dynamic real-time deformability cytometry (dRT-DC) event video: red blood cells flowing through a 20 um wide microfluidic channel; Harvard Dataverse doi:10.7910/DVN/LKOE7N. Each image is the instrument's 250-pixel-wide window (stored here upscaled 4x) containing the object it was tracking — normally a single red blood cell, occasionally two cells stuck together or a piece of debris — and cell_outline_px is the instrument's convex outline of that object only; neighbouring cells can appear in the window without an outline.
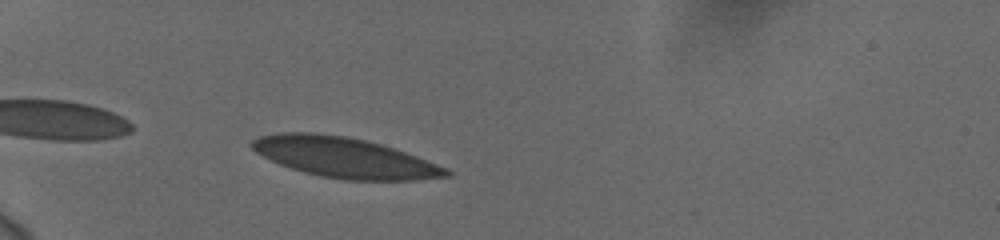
{"species": "human", "species_latin": "Homo sapiens", "temperature_condition": "cold", "stored_images_in_passage": 40, "camera_frame_rate_fps": 3000, "um_per_image_px": 0.085, "donor": {"sex": "female"}, "frame": {"image": 1, "passage_image": 2, "time_ms": 0.333, "image_size_px": [1000, 240], "cell_outline_px": [[452, 176], [416, 180], [344, 180], [320, 176], [304, 172], [280, 164], [256, 152], [248, 144], [252, 140], [260, 136], [280, 132], [312, 132], [348, 136], [380, 144], [416, 156], [448, 168], [452, 172]], "centroid_in_image_um": [29.29, 13.39], "position_along_channel_um": 55.7, "area_um2": 45.43}}
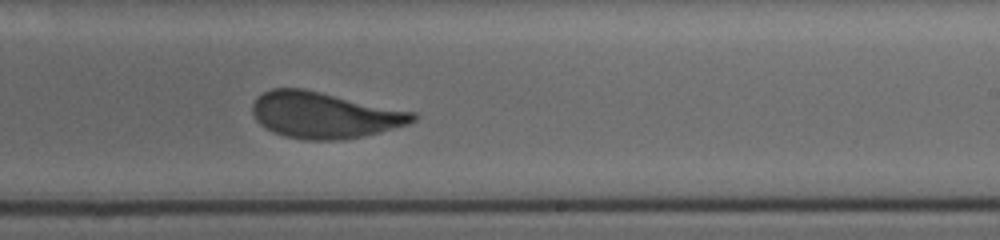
{"frame": {"image": 2, "passage_image": 21, "time_ms": 6.667, "image_size_px": [1000, 240], "cell_outline_px": [[420, 116], [416, 120], [408, 124], [380, 132], [344, 140], [304, 140], [284, 136], [272, 132], [260, 124], [256, 120], [252, 112], [252, 104], [264, 92], [272, 88], [304, 88], [416, 112]], "centroid_in_image_um": [27.59, 9.78], "position_along_channel_um": 261.4, "area_um2": 43.47}}
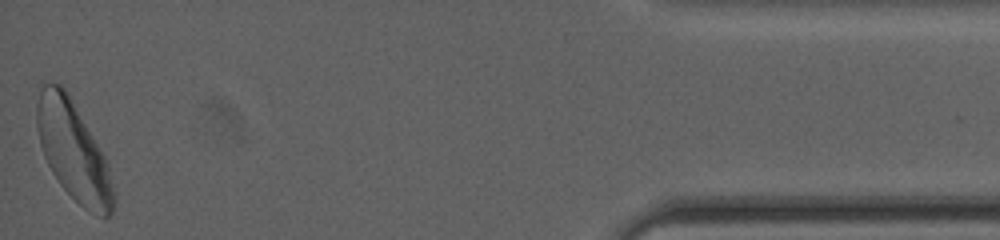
{"frame": {"image": 3, "passage_image": 40, "time_ms": 13.0, "image_size_px": [1000, 240], "cell_outline_px": [[116, 200], [112, 212], [108, 216], [96, 216], [88, 212], [60, 184], [52, 172], [44, 156], [40, 144], [36, 128], [36, 108], [40, 80], [60, 84], [64, 88], [104, 156], [108, 164]], "centroid_in_image_um": [6.2, 12.83], "position_along_channel_um": 429.0, "area_um2": 43.87}, "authors_computed_cell_mechanics": {"area_um2": 43.4078, "velocity_mm_per_s": 3.6852, "shape_relaxation_time_tau1_ms": 6.1011, "shape_relaxation_time_tau2_ms": null, "deformation_change_tau1": 0.1856, "deformation_change_tau2": null}}